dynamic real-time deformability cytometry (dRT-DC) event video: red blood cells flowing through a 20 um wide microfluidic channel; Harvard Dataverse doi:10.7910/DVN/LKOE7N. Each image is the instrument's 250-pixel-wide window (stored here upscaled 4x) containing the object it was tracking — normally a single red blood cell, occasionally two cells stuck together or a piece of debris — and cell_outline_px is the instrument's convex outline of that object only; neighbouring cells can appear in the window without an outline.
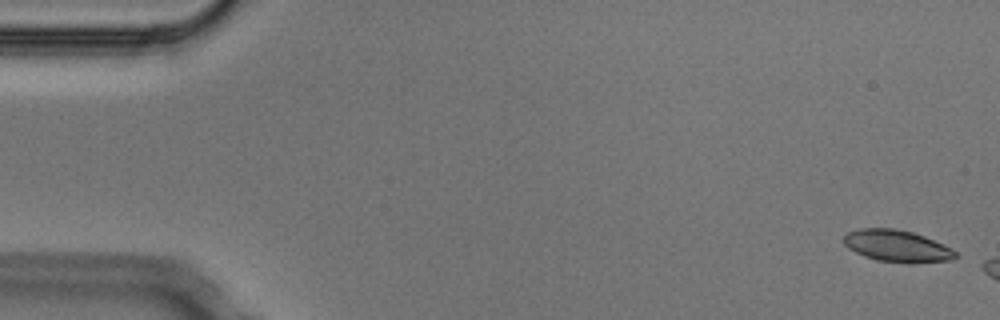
{"species": "Egyptian fruit bat (a non-hibernating species)", "species_latin": "Rousettus aegyptiacus", "temperature_condition": "cold", "stored_images_in_passage": 3, "camera_frame_rate_fps": 3000, "um_per_image_px": 0.085, "animal": {"sex": "male"}, "frame": {"image": 1, "passage_image": 1, "time_ms": 0.0, "image_size_px": [1000, 320], "cell_outline_px": [[960, 256], [952, 260], [880, 260], [864, 256], [848, 248], [844, 244], [844, 236], [848, 232], [860, 228], [892, 228], [912, 232], [924, 236], [952, 248]], "centroid_in_image_um": [76.21, 20.85], "position_along_channel_um": 8.8, "area_um2": 19.77}}